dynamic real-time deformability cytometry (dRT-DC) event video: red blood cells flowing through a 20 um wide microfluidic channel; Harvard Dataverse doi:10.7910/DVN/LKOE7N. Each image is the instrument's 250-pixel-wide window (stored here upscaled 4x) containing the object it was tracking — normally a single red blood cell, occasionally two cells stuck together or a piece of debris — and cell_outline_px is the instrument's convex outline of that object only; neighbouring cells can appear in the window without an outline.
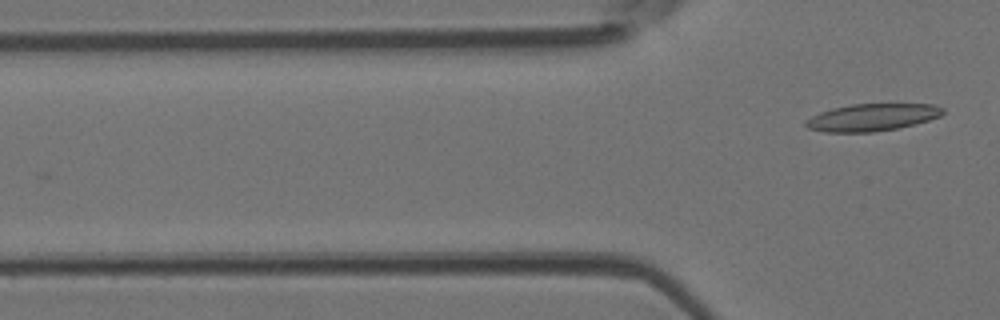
{"species": "Egyptian fruit bat (a non-hibernating species)", "species_latin": "Rousettus aegyptiacus", "temperature_condition": "room temperature", "stored_images_in_passage": 2, "camera_frame_rate_fps": 3000, "um_per_image_px": 0.085, "animal": {"sex": "female"}, "frame": {"image": 1, "passage_image": 2, "time_ms": 0.333, "image_size_px": [1000, 320], "cell_outline_px": [[944, 112], [940, 116], [916, 124], [896, 128], [872, 132], [824, 132], [808, 128], [804, 124], [804, 120], [820, 112], [832, 108], [852, 104], [932, 104], [944, 108]], "centroid_in_image_um": [74.11, 9.97], "position_along_channel_um": 51.7, "area_um2": 21.73}}